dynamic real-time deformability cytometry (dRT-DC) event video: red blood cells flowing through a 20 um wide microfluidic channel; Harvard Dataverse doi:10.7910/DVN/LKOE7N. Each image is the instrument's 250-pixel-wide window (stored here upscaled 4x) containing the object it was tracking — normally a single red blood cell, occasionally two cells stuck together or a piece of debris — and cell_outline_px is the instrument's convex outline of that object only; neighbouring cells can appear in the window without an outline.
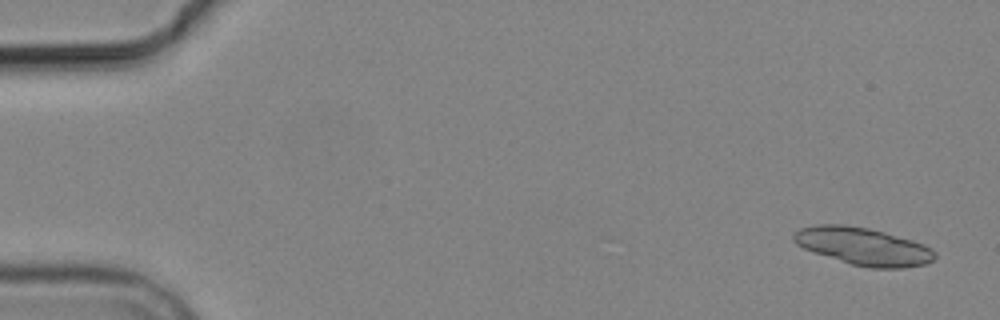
{"species": "common noctule bat (a hibernating species)", "species_latin": "Nyctalus noctula", "temperature_condition": "cold", "stored_images_in_passage": 4, "camera_frame_rate_fps": 3000, "um_per_image_px": 0.085, "animal": {"sex": "male", "body_mass_g": 19.2, "forearm_length_mm": 51.8}, "frame": {"image": 1, "passage_image": 1, "time_ms": 0.0, "image_size_px": [1000, 320], "cell_outline_px": [[936, 256], [932, 260], [924, 264], [904, 268], [868, 268], [852, 264], [804, 248], [796, 244], [792, 240], [792, 236], [800, 228], [816, 224], [844, 224], [868, 228], [884, 232], [912, 240], [924, 244], [932, 248], [936, 252]], "centroid_in_image_um": [73.39, 20.93], "position_along_channel_um": 11.6, "area_um2": 30.69}}